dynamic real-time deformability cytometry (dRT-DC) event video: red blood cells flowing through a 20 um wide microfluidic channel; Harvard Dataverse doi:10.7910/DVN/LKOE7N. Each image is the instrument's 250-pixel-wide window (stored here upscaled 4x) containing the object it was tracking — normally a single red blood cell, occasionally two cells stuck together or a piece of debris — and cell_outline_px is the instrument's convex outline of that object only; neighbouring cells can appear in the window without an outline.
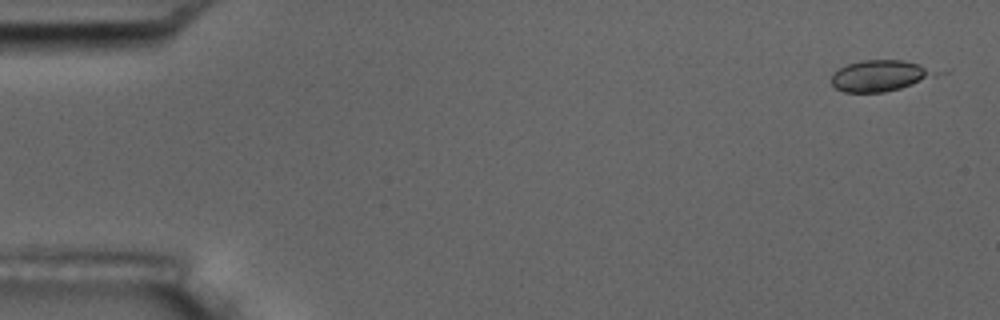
{"species": "common noctule bat (a hibernating species)", "species_latin": "Nyctalus noctula", "temperature_condition": "room temperature", "stored_images_in_passage": 6, "camera_frame_rate_fps": 3000, "um_per_image_px": 0.085, "animal": {"sex": "male", "body_mass_g": 17.5, "forearm_length_mm": 52.3}, "frame": {"image": 1, "passage_image": 1, "time_ms": 0.0, "image_size_px": [1000, 320], "cell_outline_px": [[948, 72], [900, 88], [884, 92], [844, 92], [836, 88], [832, 84], [832, 72], [848, 64], [860, 60], [904, 60], [920, 64]], "centroid_in_image_um": [74.87, 6.42], "position_along_channel_um": 10.1, "area_um2": 19.19}}
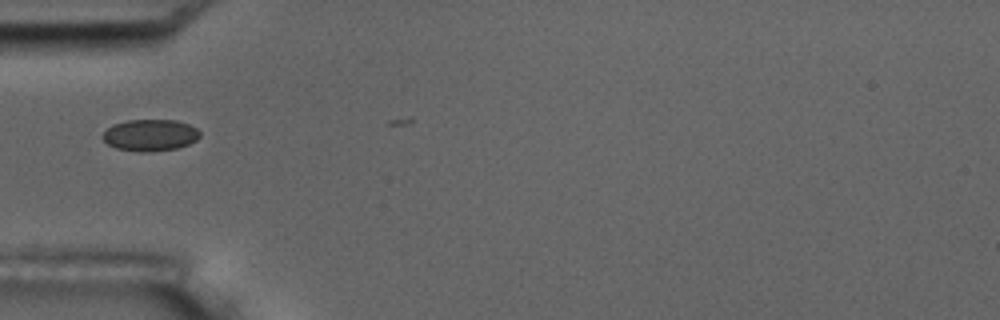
{"frame": {"image": 2, "passage_image": 5, "time_ms": 5.333, "image_size_px": [1000, 320], "cell_outline_px": [[200, 136], [196, 140], [188, 144], [176, 148], [152, 152], [140, 152], [116, 148], [108, 144], [100, 136], [112, 124], [128, 120], [176, 120], [188, 124], [196, 128], [200, 132]], "centroid_in_image_um": [12.75, 11.49], "position_along_channel_um": 72.3, "area_um2": 17.98}}